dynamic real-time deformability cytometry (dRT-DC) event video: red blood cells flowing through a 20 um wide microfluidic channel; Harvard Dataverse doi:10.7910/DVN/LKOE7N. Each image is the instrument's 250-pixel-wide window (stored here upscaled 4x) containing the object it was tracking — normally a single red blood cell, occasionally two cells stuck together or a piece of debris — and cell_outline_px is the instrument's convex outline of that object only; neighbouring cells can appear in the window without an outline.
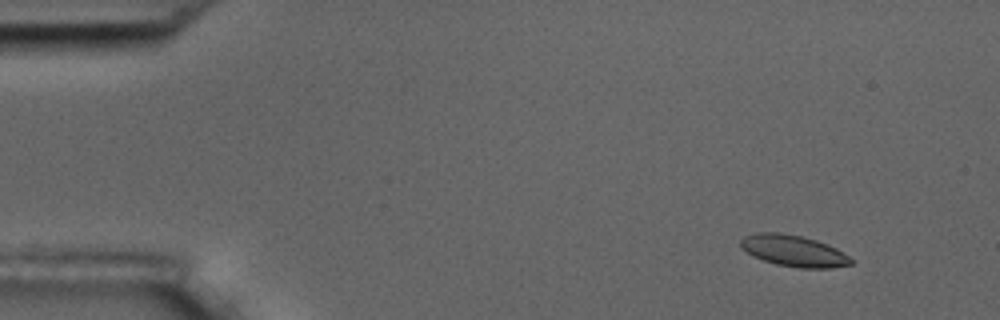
{"species": "common noctule bat (a hibernating species)", "species_latin": "Nyctalus noctula", "temperature_condition": "room temperature", "stored_images_in_passage": 10, "camera_frame_rate_fps": 3000, "um_per_image_px": 0.085, "animal": {"sex": "male", "body_mass_g": 17.5, "forearm_length_mm": 52.3}, "frame": {"image": 1, "passage_image": 2, "time_ms": 1.333, "image_size_px": [1000, 320], "cell_outline_px": [[852, 264], [832, 268], [800, 268], [776, 264], [752, 256], [740, 248], [740, 240], [744, 236], [756, 232], [780, 232], [800, 236], [816, 240], [828, 244], [836, 248], [848, 256], [852, 260]], "centroid_in_image_um": [67.42, 21.31], "position_along_channel_um": 17.6, "area_um2": 20.23}}
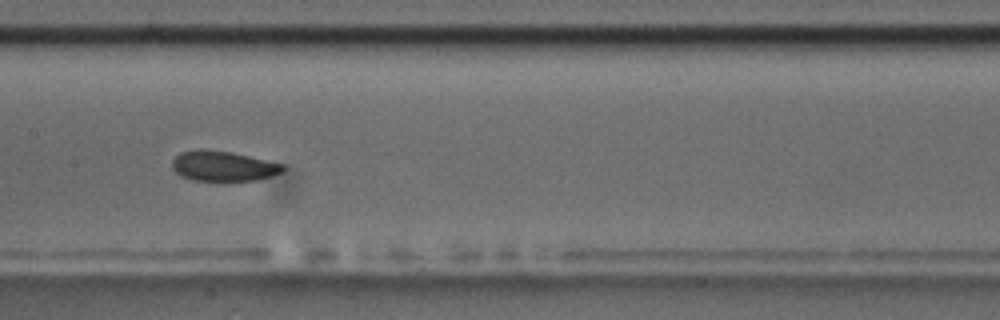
{"frame": {"image": 2, "passage_image": 9, "time_ms": 9.0, "image_size_px": [1000, 320], "cell_outline_px": [[284, 172], [256, 180], [192, 180], [180, 176], [172, 168], [172, 160], [180, 152], [196, 148], [200, 148], [232, 152], [284, 164]], "centroid_in_image_um": [18.94, 14.1], "position_along_channel_um": 188.5, "area_um2": 19.54}}
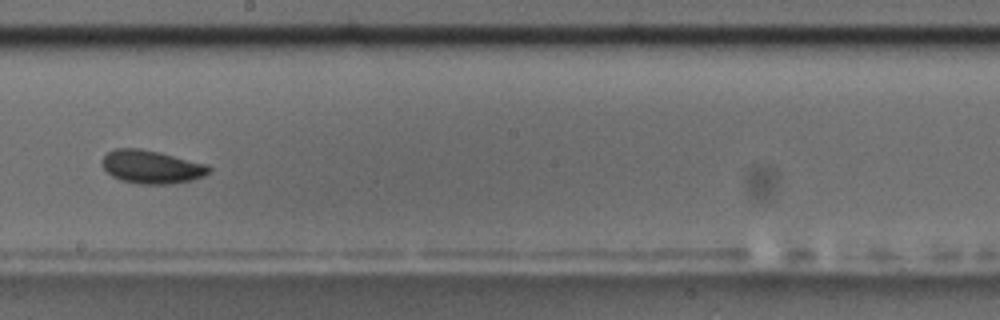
{"frame": {"image": 3, "passage_image": 10, "time_ms": 10.333, "image_size_px": [1000, 320], "cell_outline_px": [[212, 168], [204, 176], [192, 180], [172, 184], [140, 184], [120, 180], [112, 176], [104, 168], [100, 160], [108, 152], [116, 148], [140, 148], [160, 152], [208, 164]], "centroid_in_image_um": [12.89, 14.18], "position_along_channel_um": 235.3, "area_um2": 20.87}}